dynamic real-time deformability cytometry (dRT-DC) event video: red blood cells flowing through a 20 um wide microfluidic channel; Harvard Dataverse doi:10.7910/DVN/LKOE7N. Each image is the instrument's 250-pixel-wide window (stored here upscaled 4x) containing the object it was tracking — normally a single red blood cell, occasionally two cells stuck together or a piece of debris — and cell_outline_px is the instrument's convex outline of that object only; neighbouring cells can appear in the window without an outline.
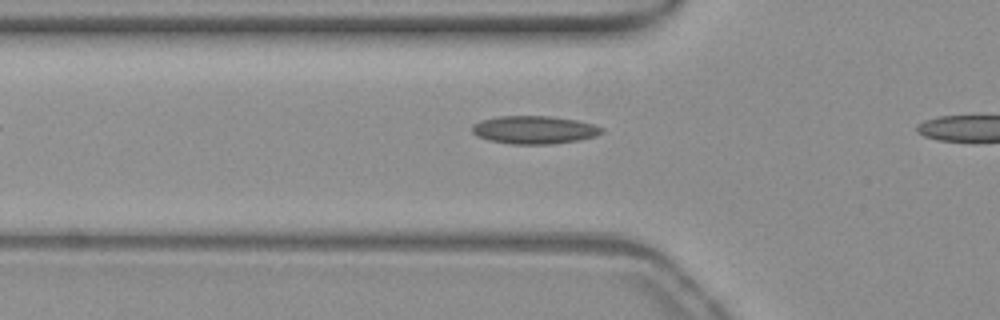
{"species": "common noctule bat (a hibernating species)", "species_latin": "Nyctalus noctula", "temperature_condition": "warm", "stored_images_in_passage": 30, "camera_frame_rate_fps": 3000, "um_per_image_px": 0.085, "animal": {"sex": "female", "body_mass_g": 19.3, "forearm_length_mm": 54.1}, "frame": {"image": 1, "passage_image": 5, "time_ms": 1.333, "image_size_px": [1000, 320], "cell_outline_px": [[604, 132], [596, 136], [576, 140], [552, 144], [512, 144], [488, 140], [476, 136], [472, 132], [472, 124], [480, 120], [500, 116], [548, 116], [576, 120], [592, 124], [604, 128]], "centroid_in_image_um": [45.38, 11.03], "position_along_channel_um": 80.4, "area_um2": 21.15}}
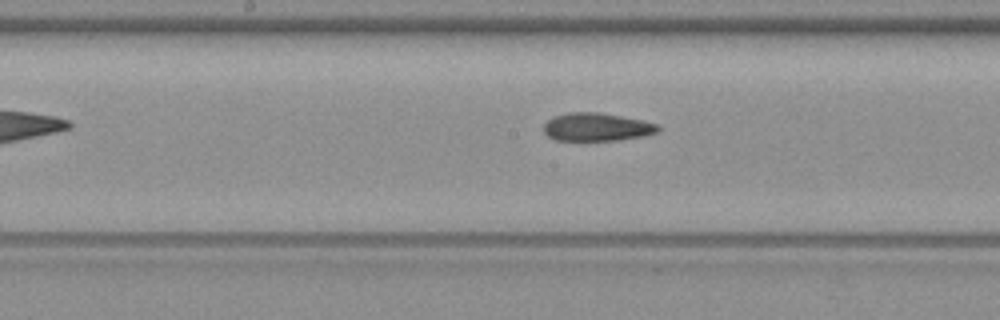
{"frame": {"image": 2, "passage_image": 14, "time_ms": 4.333, "image_size_px": [1000, 320], "cell_outline_px": [[660, 128], [656, 132], [644, 136], [620, 140], [556, 140], [548, 136], [544, 132], [544, 124], [552, 116], [568, 112], [600, 112], [644, 120], [656, 124]], "centroid_in_image_um": [50.71, 10.78], "position_along_channel_um": 197.5, "area_um2": 18.79}}
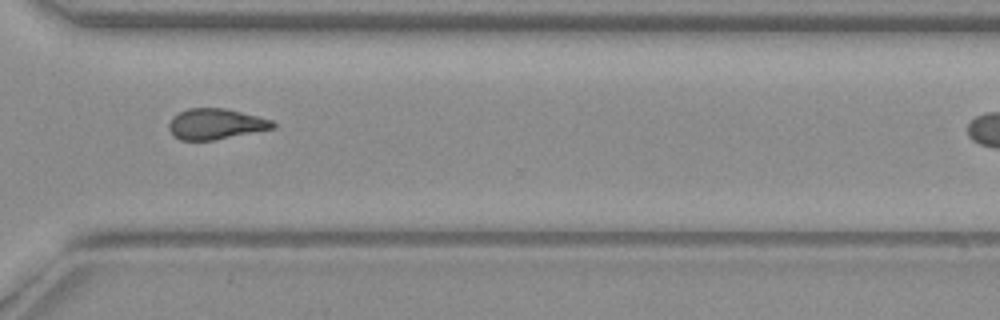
{"frame": {"image": 3, "passage_image": 26, "time_ms": 8.333, "image_size_px": [1000, 320], "cell_outline_px": [[276, 128], [212, 140], [180, 140], [168, 128], [168, 124], [172, 116], [188, 108], [224, 108], [272, 120], [276, 124]], "centroid_in_image_um": [18.33, 10.53], "position_along_channel_um": 352.3, "area_um2": 18.38}}